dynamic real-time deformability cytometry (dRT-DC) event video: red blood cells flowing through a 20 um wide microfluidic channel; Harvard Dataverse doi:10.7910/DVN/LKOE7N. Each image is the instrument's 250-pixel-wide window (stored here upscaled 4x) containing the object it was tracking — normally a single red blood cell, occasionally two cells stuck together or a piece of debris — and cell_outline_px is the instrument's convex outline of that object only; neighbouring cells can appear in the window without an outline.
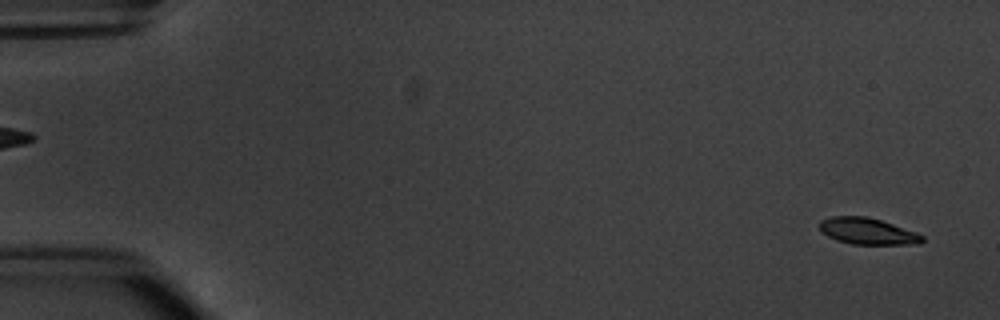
{"species": "common noctule bat (a hibernating species)", "species_latin": "Nyctalus noctula", "temperature_condition": "warm", "stored_images_in_passage": 53, "camera_frame_rate_fps": 3000, "um_per_image_px": 0.085, "animal": {"sex": "male", "body_mass_g": 20.1, "forearm_length_mm": 53.5}, "frame": {"image": 1, "passage_image": 2, "time_ms": 0.333, "image_size_px": [1000, 320], "cell_outline_px": [[924, 240], [920, 244], [852, 244], [836, 240], [820, 232], [820, 220], [832, 216], [868, 216], [916, 232], [924, 236]], "centroid_in_image_um": [73.73, 19.65], "position_along_channel_um": 11.3, "area_um2": 15.84}}
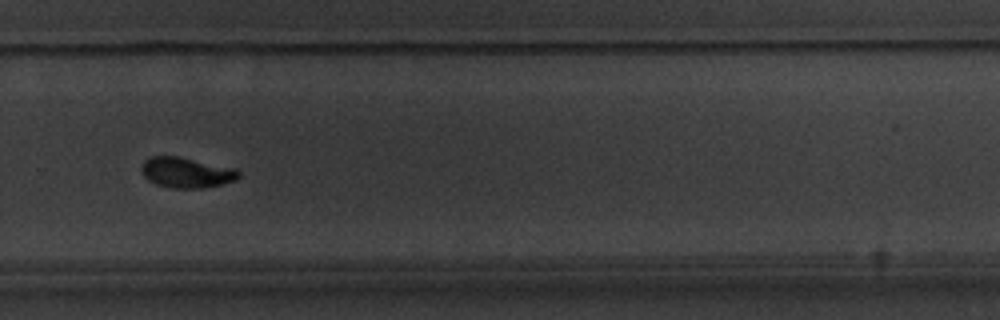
{"frame": {"image": 2, "passage_image": 37, "time_ms": 12.0, "image_size_px": [1000, 320], "cell_outline_px": [[240, 176], [236, 180], [220, 184], [200, 188], [172, 188], [156, 184], [148, 180], [140, 172], [140, 164], [144, 160], [152, 156], [176, 156], [236, 168], [240, 172]], "centroid_in_image_um": [15.81, 14.66], "position_along_channel_um": 314.0, "area_um2": 17.28}}
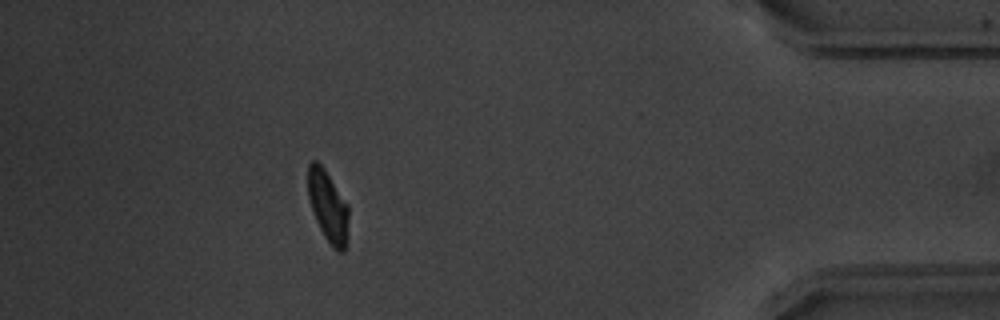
{"frame": {"image": 3, "passage_image": 48, "time_ms": 15.667, "image_size_px": [1000, 320], "cell_outline_px": [[348, 220], [344, 252], [336, 252], [332, 248], [324, 236], [316, 220], [308, 196], [308, 164], [312, 160], [316, 160], [324, 168], [348, 204]], "centroid_in_image_um": [27.87, 17.53], "position_along_channel_um": 407.3, "area_um2": 16.76}, "authors_computed_cell_mechanics": {"area_um2": 17.1666, "velocity_mm_per_s": 3.7931, "shape_relaxation_time_tau1_ms": 1.8195, "shape_relaxation_time_tau2_ms": 1.5177, "deformation_change_tau1": 0.1432, "deformation_change_tau2": 0.0477}}